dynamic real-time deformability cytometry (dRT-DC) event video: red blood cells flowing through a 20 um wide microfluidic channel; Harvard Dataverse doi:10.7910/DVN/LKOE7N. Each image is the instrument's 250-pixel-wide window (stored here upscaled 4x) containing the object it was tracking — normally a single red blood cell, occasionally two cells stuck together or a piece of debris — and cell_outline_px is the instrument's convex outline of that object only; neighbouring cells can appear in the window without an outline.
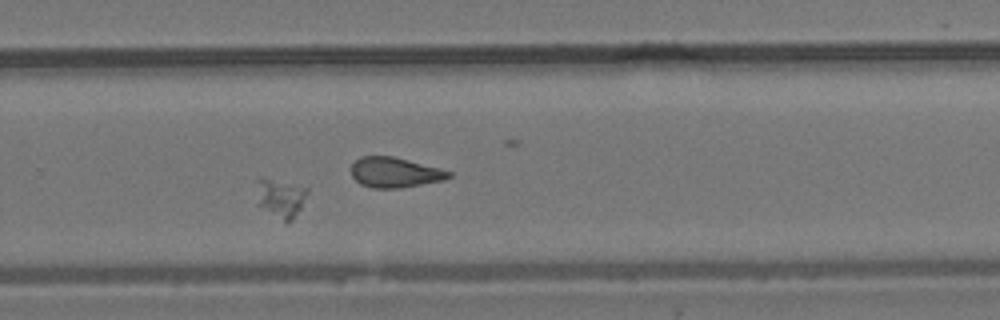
{"species": "common noctule bat (a hibernating species)", "species_latin": "Nyctalus noctula", "temperature_condition": "room temperature", "stored_images_in_passage": 55, "camera_frame_rate_fps": 3000, "um_per_image_px": 0.085, "animal": {"sex": "male", "body_mass_g": 19.2, "forearm_length_mm": 51.8}, "frame": {"image": 1, "passage_image": 35, "time_ms": 11.333, "image_size_px": [1000, 320], "cell_outline_px": [[308, 192], [300, 208], [292, 220], [288, 224], [256, 204], [256, 176], [260, 176], [308, 188]], "centroid_in_image_um": [23.78, 16.81], "position_along_channel_um": 306.0, "area_um2": 11.62}}
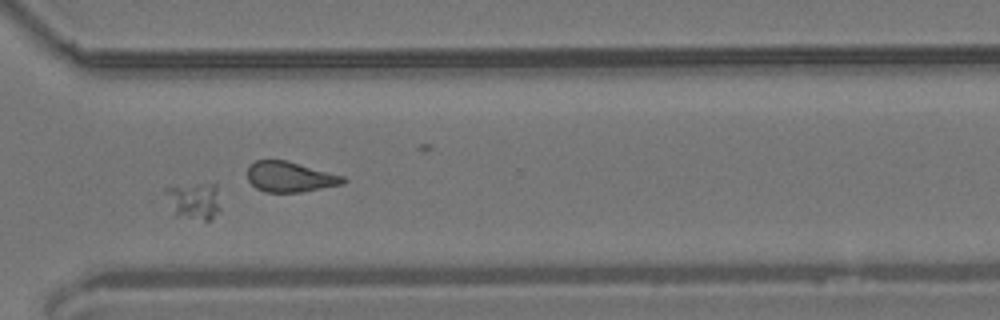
{"frame": {"image": 2, "passage_image": 39, "time_ms": 12.667, "image_size_px": [1000, 320], "cell_outline_px": [[220, 212], [212, 220], [204, 220], [176, 216], [164, 192], [164, 188], [200, 184], [216, 184], [220, 208]], "centroid_in_image_um": [16.53, 17.1], "position_along_channel_um": 354.1, "area_um2": 11.68}}